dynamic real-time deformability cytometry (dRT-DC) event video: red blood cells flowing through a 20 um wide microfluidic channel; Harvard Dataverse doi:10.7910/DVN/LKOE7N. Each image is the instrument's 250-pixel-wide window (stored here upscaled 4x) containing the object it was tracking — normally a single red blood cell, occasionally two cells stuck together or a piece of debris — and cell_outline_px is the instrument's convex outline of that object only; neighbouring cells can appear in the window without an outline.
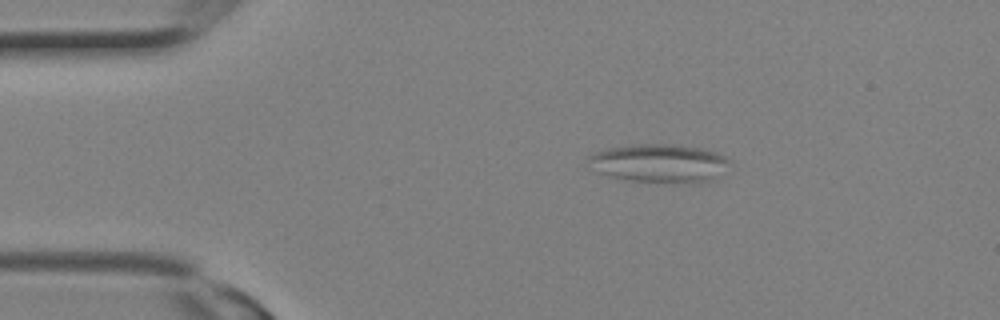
{"species": "Egyptian fruit bat (a non-hibernating species)", "species_latin": "Rousettus aegyptiacus", "temperature_condition": "room temperature", "stored_images_in_passage": 4, "camera_frame_rate_fps": 3000, "um_per_image_px": 0.085, "animal": {"sex": "female"}, "frame": {"image": 1, "passage_image": 4, "time_ms": 1.0, "image_size_px": [1000, 320], "cell_outline_px": [[732, 160], [712, 180], [696, 184], [688, 184], [632, 180], [612, 176], [600, 172], [588, 156], [596, 152], [608, 148], [636, 144], [680, 144], [704, 148], [716, 152]], "centroid_in_image_um": [56.16, 13.86], "position_along_channel_um": 28.8, "area_um2": 31.33}}